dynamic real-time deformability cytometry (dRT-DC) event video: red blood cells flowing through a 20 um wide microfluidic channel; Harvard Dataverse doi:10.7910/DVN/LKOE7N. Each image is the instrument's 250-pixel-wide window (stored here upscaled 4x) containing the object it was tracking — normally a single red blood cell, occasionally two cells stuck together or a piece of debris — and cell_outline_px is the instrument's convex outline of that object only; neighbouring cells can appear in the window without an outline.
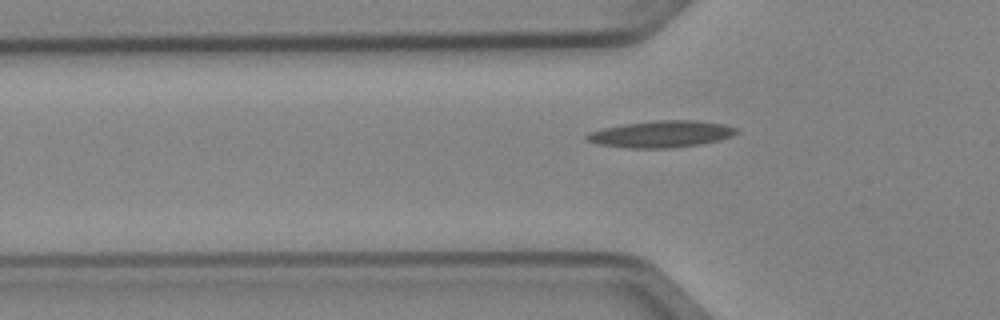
{"species": "Egyptian fruit bat (a non-hibernating species)", "species_latin": "Rousettus aegyptiacus", "temperature_condition": "cold", "stored_images_in_passage": 3, "segment_of_instrument_passage": [2, 2], "camera_frame_rate_fps": 3000, "um_per_image_px": 0.085, "animal": {"sex": "female"}, "frame": {"image": 1, "passage_image": 3, "time_ms": 0.667, "image_size_px": [1000, 320], "cell_outline_px": [[740, 132], [732, 136], [700, 144], [668, 148], [628, 148], [600, 144], [584, 140], [584, 136], [588, 132], [604, 128], [624, 124], [656, 120], [696, 120], [724, 124], [736, 128]], "centroid_in_image_um": [56.19, 11.39], "position_along_channel_um": 69.6, "area_um2": 23.24}}